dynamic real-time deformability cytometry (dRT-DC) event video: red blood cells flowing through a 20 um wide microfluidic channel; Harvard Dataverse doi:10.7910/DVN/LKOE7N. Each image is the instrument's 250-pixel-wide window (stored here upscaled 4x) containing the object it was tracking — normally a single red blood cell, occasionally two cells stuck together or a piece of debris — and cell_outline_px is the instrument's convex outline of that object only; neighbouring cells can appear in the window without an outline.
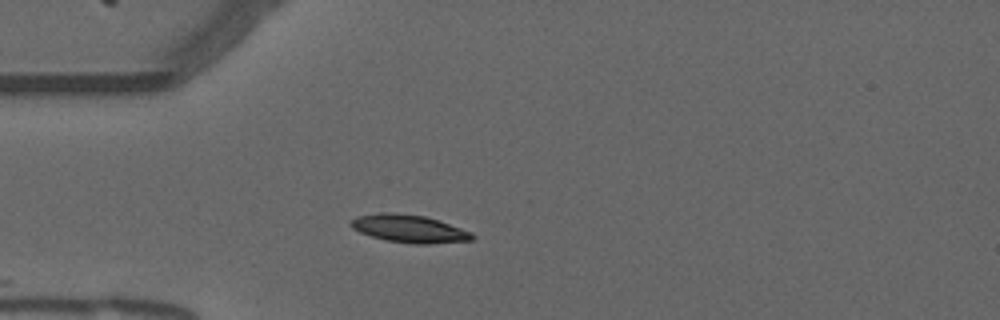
{"species": "common noctule bat (a hibernating species)", "species_latin": "Nyctalus noctula", "temperature_condition": "warm", "stored_images_in_passage": 15, "camera_frame_rate_fps": 3000, "um_per_image_px": 0.085, "animal": {"sex": "male", "forearm_length_mm": 52.5}, "frame": {"image": 1, "passage_image": 1, "time_ms": 0.0, "image_size_px": [1000, 320], "cell_outline_px": [[476, 236], [472, 240], [428, 244], [412, 244], [384, 240], [360, 232], [352, 228], [348, 224], [356, 216], [380, 212], [388, 212], [424, 216], [472, 232]], "centroid_in_image_um": [34.75, 19.44], "position_along_channel_um": 50.3, "area_um2": 19.54}}